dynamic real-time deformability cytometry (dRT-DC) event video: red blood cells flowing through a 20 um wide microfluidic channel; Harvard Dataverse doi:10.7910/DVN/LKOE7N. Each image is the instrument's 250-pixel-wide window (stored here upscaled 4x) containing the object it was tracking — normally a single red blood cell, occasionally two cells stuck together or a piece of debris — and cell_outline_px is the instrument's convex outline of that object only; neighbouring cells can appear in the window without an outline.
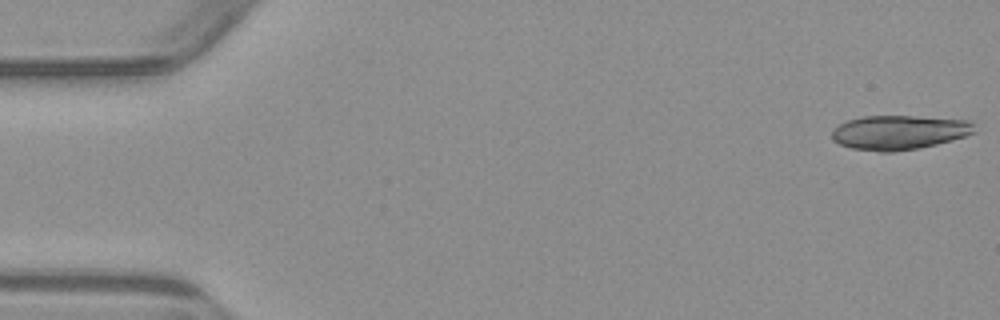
{"species": "common noctule bat (a hibernating species)", "species_latin": "Nyctalus noctula", "temperature_condition": "warm", "stored_images_in_passage": 4, "camera_frame_rate_fps": 3000, "um_per_image_px": 0.085, "animal": {"sex": "male", "body_mass_g": 23.1, "forearm_length_mm": 52.7}, "frame": {"image": 1, "passage_image": 1, "time_ms": 0.0, "image_size_px": [1000, 320], "cell_outline_px": [[976, 132], [952, 140], [936, 144], [916, 148], [892, 152], [880, 152], [852, 148], [840, 144], [832, 140], [832, 128], [848, 120], [864, 116], [912, 116], [968, 120], [972, 124]], "centroid_in_image_um": [76.39, 11.25], "position_along_channel_um": 8.6, "area_um2": 28.32}}